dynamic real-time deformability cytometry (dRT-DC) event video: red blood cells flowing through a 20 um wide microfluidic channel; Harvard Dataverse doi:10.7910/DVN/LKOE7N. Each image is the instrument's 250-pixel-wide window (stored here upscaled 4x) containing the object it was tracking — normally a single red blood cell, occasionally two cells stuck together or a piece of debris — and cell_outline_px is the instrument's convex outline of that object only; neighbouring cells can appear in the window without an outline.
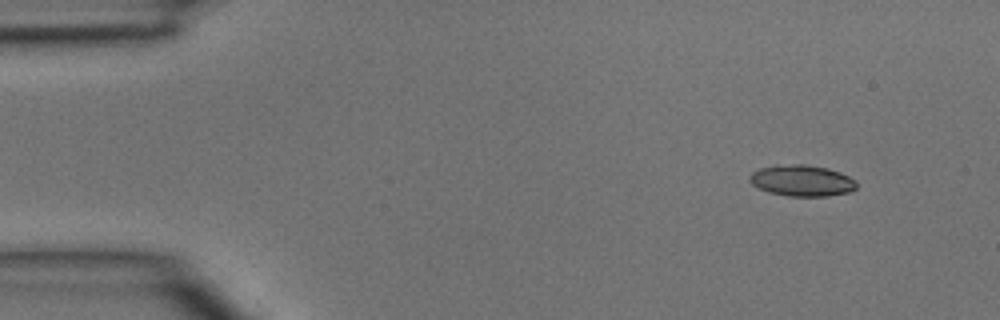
{"species": "common noctule bat (a hibernating species)", "species_latin": "Nyctalus noctula", "temperature_condition": "room temperature", "stored_images_in_passage": 5, "camera_frame_rate_fps": 3000, "um_per_image_px": 0.085, "animal": {"sex": "male", "body_mass_g": 15.6}, "frame": {"image": 1, "passage_image": 2, "time_ms": 0.333, "image_size_px": [1000, 320], "cell_outline_px": [[856, 188], [848, 192], [828, 196], [788, 196], [768, 192], [752, 184], [748, 180], [748, 176], [752, 172], [760, 168], [776, 164], [804, 164], [828, 168], [840, 172], [856, 180]], "centroid_in_image_um": [68.13, 15.34], "position_along_channel_um": 16.9, "area_um2": 19.59}}
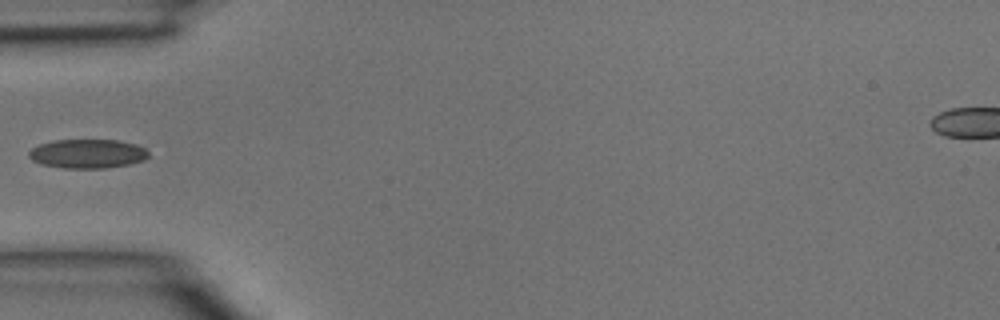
{"frame": {"image": 2, "passage_image": 5, "time_ms": 1.333, "image_size_px": [1000, 320], "cell_outline_px": [[148, 156], [144, 160], [128, 164], [104, 168], [64, 168], [40, 164], [32, 160], [28, 156], [28, 152], [32, 148], [40, 144], [52, 140], [120, 140], [136, 144], [144, 148], [148, 152]], "centroid_in_image_um": [7.42, 13.06], "position_along_channel_um": 77.6, "area_um2": 20.29}}